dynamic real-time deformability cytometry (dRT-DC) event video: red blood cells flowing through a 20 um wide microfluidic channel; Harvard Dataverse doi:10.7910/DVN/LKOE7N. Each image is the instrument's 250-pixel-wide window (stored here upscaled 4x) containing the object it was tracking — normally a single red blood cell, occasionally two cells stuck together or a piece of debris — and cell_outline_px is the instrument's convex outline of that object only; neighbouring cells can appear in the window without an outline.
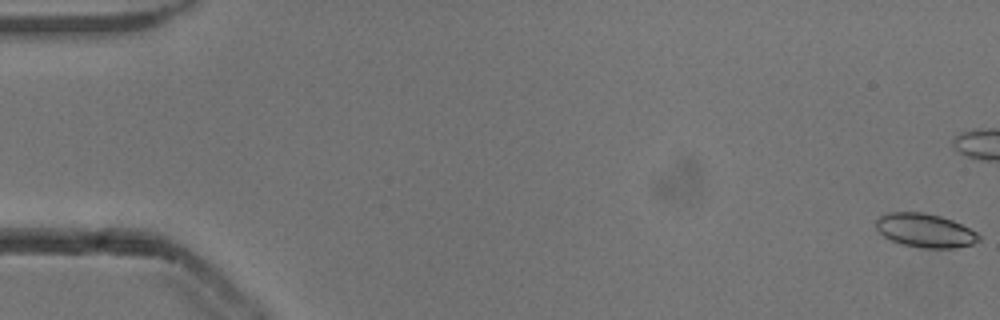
{"species": "common noctule bat (a hibernating species)", "species_latin": "Nyctalus noctula", "temperature_condition": "cold", "stored_images_in_passage": 17, "camera_frame_rate_fps": 3000, "um_per_image_px": 0.085, "animal": {"sex": "male", "body_mass_g": 13.3}, "frame": {"image": 1, "passage_image": 1, "time_ms": 0.0, "image_size_px": [1000, 320], "cell_outline_px": [[980, 240], [972, 244], [956, 248], [920, 248], [900, 244], [884, 236], [876, 228], [876, 220], [880, 216], [888, 212], [924, 212], [940, 216], [952, 220], [976, 232], [980, 236]], "centroid_in_image_um": [78.62, 19.59], "position_along_channel_um": 6.4, "area_um2": 20.23}}